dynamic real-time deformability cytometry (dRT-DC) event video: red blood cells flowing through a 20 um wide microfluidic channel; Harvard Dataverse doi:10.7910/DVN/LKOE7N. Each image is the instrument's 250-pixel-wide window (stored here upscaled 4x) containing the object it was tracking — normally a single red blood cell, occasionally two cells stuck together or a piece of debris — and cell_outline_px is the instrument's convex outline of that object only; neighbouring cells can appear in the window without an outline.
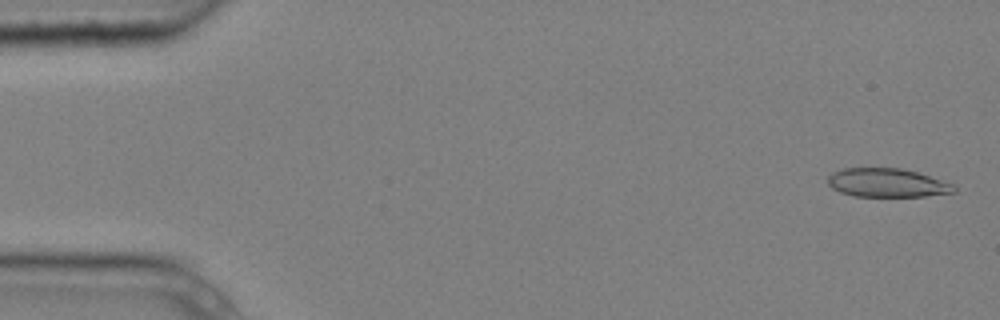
{"species": "common noctule bat (a hibernating species)", "species_latin": "Nyctalus noctula", "temperature_condition": "cold", "stored_images_in_passage": 5, "camera_frame_rate_fps": 3000, "um_per_image_px": 0.085, "animal": {"sex": "male", "body_mass_g": 20.4}, "frame": {"image": 1, "passage_image": 1, "time_ms": 0.0, "image_size_px": [1000, 320], "cell_outline_px": [[956, 192], [924, 196], [852, 196], [840, 192], [832, 188], [828, 184], [828, 176], [832, 172], [844, 168], [900, 168], [916, 172], [952, 184], [956, 188]], "centroid_in_image_um": [75.36, 15.54], "position_along_channel_um": 9.6, "area_um2": 20.92}}
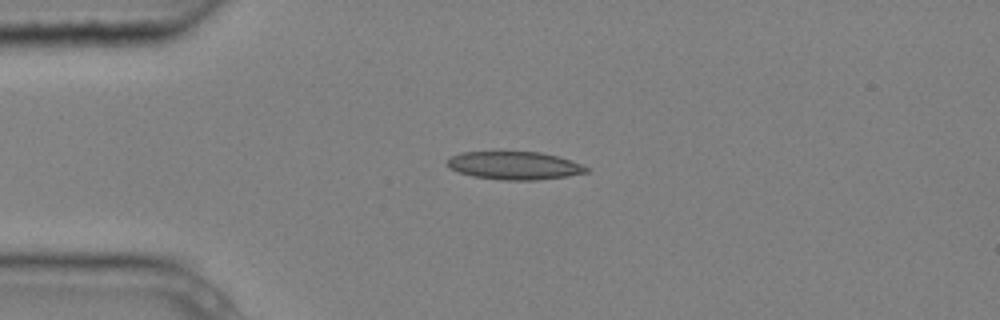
{"frame": {"image": 2, "passage_image": 4, "time_ms": 1.0, "image_size_px": [1000, 320], "cell_outline_px": [[588, 172], [568, 176], [536, 180], [504, 180], [472, 176], [460, 172], [452, 168], [448, 164], [448, 160], [452, 156], [460, 152], [540, 152], [556, 156], [580, 164], [588, 168]], "centroid_in_image_um": [43.73, 14.07], "position_along_channel_um": 41.3, "area_um2": 22.31}}